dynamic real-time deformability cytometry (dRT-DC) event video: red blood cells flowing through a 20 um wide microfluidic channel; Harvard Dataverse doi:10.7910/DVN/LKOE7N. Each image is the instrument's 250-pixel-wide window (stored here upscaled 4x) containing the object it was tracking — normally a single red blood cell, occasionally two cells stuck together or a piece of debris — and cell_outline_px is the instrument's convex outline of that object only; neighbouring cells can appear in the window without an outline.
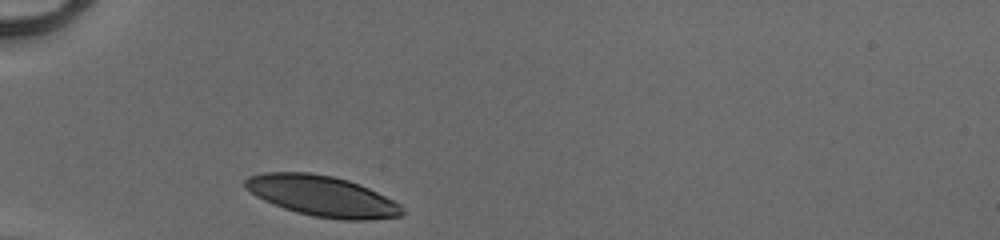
{"species": "human", "species_latin": "Homo sapiens", "temperature_condition": "cold", "stored_images_in_passage": 27, "camera_frame_rate_fps": 3000, "um_per_image_px": 0.085, "donor": {"sex": "male"}, "frame": {"image": 1, "passage_image": 1, "time_ms": 0.0, "image_size_px": [1000, 240], "cell_outline_px": [[404, 212], [400, 216], [372, 220], [340, 220], [316, 216], [296, 212], [284, 208], [264, 200], [256, 196], [244, 188], [244, 180], [248, 176], [264, 172], [308, 172], [332, 176], [348, 180], [360, 184], [400, 204]], "centroid_in_image_um": [27.36, 16.66], "position_along_channel_um": 57.6, "area_um2": 37.11}}
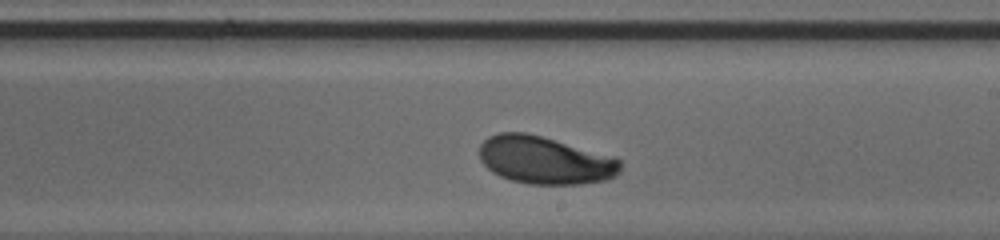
{"frame": {"image": 2, "passage_image": 16, "time_ms": 5.0, "image_size_px": [1000, 240], "cell_outline_px": [[620, 172], [616, 176], [604, 180], [580, 184], [528, 184], [512, 180], [500, 176], [492, 172], [480, 160], [480, 144], [488, 136], [500, 132], [524, 132], [540, 136], [616, 156], [620, 160]], "centroid_in_image_um": [46.33, 13.61], "position_along_channel_um": 242.7, "area_um2": 39.25}}
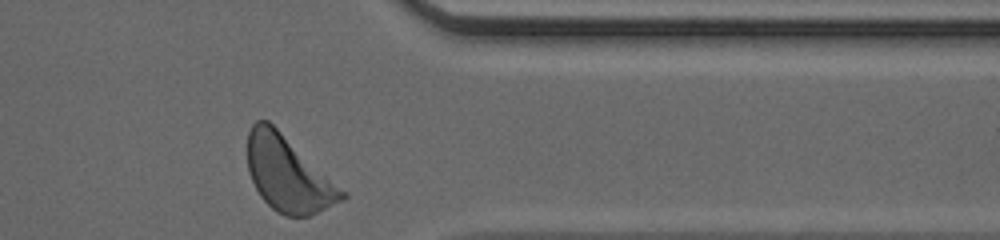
{"frame": {"image": 3, "passage_image": 27, "time_ms": 8.667, "image_size_px": [1000, 240], "cell_outline_px": [[348, 196], [344, 200], [308, 216], [284, 216], [276, 212], [260, 196], [248, 172], [248, 132], [252, 124], [256, 120], [268, 120], [348, 192]], "centroid_in_image_um": [24.51, 14.8], "position_along_channel_um": 386.9, "area_um2": 41.38}, "authors_computed_cell_mechanics": {"area_um2": 39.015, "velocity_mm_per_s": 4.0689, "shape_relaxation_time_tau1_ms": 1.7616, "shape_relaxation_time_tau2_ms": null, "deformation_change_tau1": 0.1268, "deformation_change_tau2": null}}